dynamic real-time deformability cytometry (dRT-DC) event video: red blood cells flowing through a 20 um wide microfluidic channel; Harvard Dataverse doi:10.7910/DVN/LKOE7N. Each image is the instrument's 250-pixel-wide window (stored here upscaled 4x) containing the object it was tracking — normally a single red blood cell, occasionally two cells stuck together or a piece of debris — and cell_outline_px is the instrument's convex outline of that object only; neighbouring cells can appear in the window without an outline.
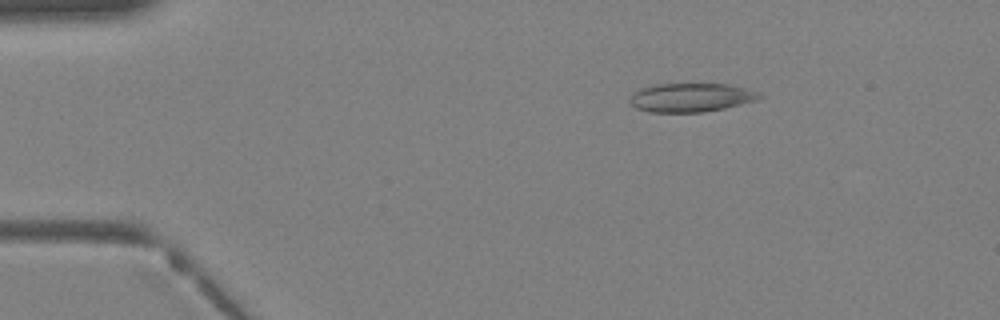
{"species": "Egyptian fruit bat (a non-hibernating species)", "species_latin": "Rousettus aegyptiacus", "temperature_condition": "warm", "stored_images_in_passage": 39, "camera_frame_rate_fps": 3000, "um_per_image_px": 0.085, "animal": {"sex": "female"}, "frame": {"image": 1, "passage_image": 7, "time_ms": 2.0, "image_size_px": [1000, 320], "cell_outline_px": [[764, 96], [756, 100], [724, 108], [704, 112], [648, 112], [636, 108], [628, 104], [628, 100], [640, 88], [656, 84], [728, 84], [748, 88], [760, 92]], "centroid_in_image_um": [58.74, 8.29], "position_along_channel_um": 26.3, "area_um2": 21.85}}
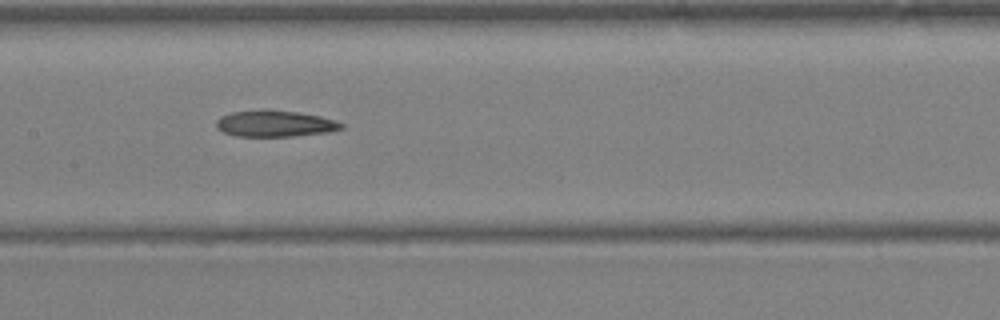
{"frame": {"image": 2, "passage_image": 20, "time_ms": 6.333, "image_size_px": [1000, 320], "cell_outline_px": [[344, 128], [328, 132], [292, 136], [236, 136], [224, 132], [216, 128], [216, 120], [220, 116], [232, 112], [264, 108], [296, 112], [320, 116], [344, 124]], "centroid_in_image_um": [23.32, 10.49], "position_along_channel_um": 184.1, "area_um2": 19.31}}
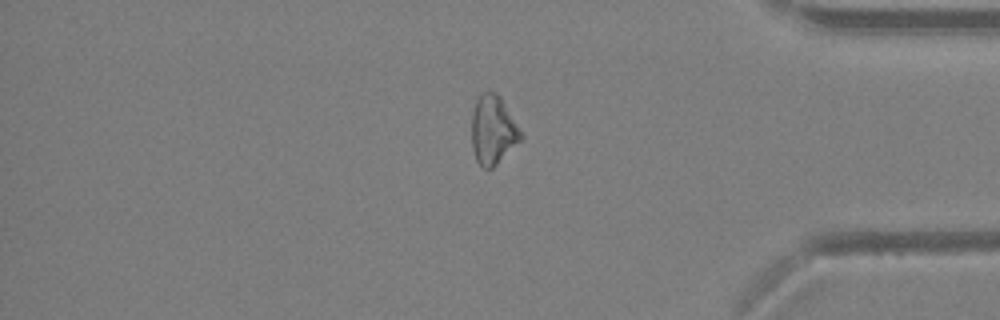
{"frame": {"image": 3, "passage_image": 33, "time_ms": 10.667, "image_size_px": [1000, 320], "cell_outline_px": [[524, 136], [492, 168], [480, 168], [476, 160], [472, 148], [472, 112], [476, 100], [480, 92], [496, 92], [500, 96]], "centroid_in_image_um": [41.88, 11.04], "position_along_channel_um": 393.3, "area_um2": 19.59}}